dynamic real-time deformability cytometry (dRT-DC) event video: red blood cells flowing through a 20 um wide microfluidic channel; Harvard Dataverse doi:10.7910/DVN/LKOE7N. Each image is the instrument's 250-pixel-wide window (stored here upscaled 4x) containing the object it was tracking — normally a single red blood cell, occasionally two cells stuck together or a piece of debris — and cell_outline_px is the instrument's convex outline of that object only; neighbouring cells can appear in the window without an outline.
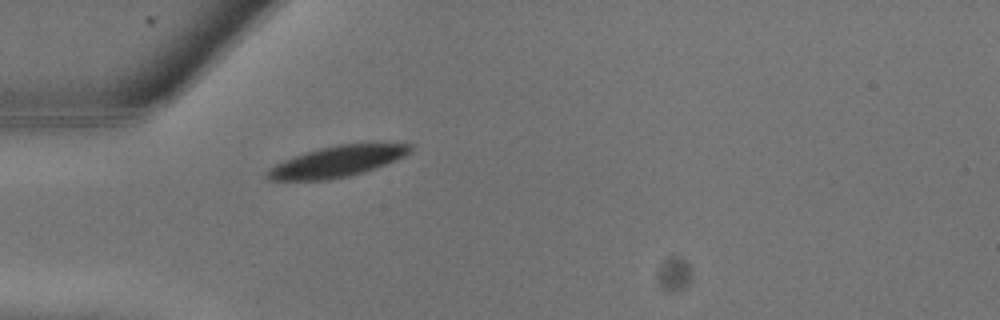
{"species": "common noctule bat (a hibernating species)", "species_latin": "Nyctalus noctula", "temperature_condition": "warm", "stored_images_in_passage": 6, "camera_frame_rate_fps": 3000, "um_per_image_px": 0.085, "animal": {"sex": "male", "body_mass_g": 13.3}, "frame": {"image": 1, "passage_image": 1, "time_ms": 0.0, "image_size_px": [1000, 320], "cell_outline_px": [[412, 152], [396, 160], [364, 172], [348, 176], [328, 180], [268, 180], [264, 176], [264, 172], [268, 168], [284, 160], [320, 148], [340, 144], [404, 140], [412, 144]], "centroid_in_image_um": [28.78, 13.68], "position_along_channel_um": 56.2, "area_um2": 26.53}}
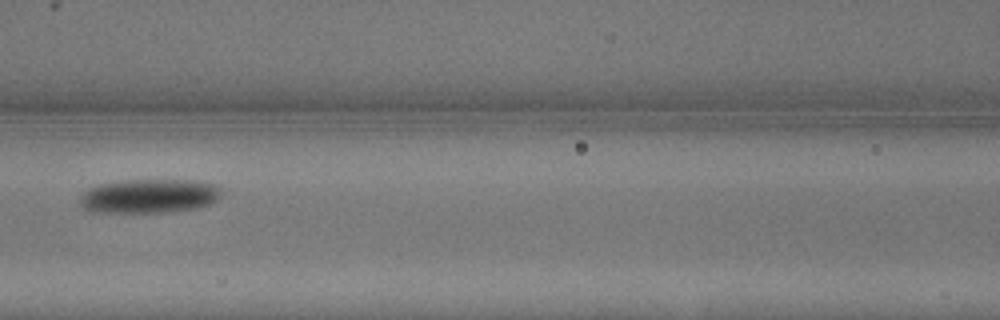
{"frame": {"image": 2, "passage_image": 5, "time_ms": 1.333, "image_size_px": [1000, 320], "cell_outline_px": [[220, 196], [212, 204], [196, 208], [172, 212], [88, 212], [80, 204], [80, 196], [88, 188], [100, 184], [124, 180], [196, 180], [216, 184], [220, 188]], "centroid_in_image_um": [12.69, 16.66], "position_along_channel_um": 153.9, "area_um2": 28.38}}